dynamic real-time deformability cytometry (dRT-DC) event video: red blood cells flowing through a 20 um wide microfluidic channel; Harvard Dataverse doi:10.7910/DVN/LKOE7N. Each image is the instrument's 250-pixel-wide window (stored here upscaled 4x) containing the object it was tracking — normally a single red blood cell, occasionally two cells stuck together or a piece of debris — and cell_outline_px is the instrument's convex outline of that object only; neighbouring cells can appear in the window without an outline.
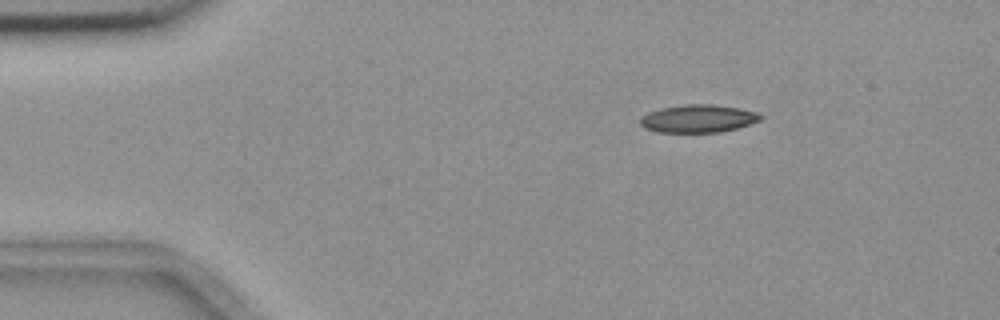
{"species": "common noctule bat (a hibernating species)", "species_latin": "Nyctalus noctula", "temperature_condition": "room temperature", "stored_images_in_passage": 3, "camera_frame_rate_fps": 3000, "um_per_image_px": 0.085, "animal": {"sex": "female", "body_mass_g": 18.4}, "frame": {"image": 1, "passage_image": 1, "time_ms": 0.0, "image_size_px": [1000, 320], "cell_outline_px": [[764, 116], [760, 120], [736, 128], [720, 132], [656, 132], [644, 128], [640, 124], [640, 116], [648, 112], [660, 108], [684, 104], [712, 104], [740, 108], [756, 112]], "centroid_in_image_um": [59.3, 10.07], "position_along_channel_um": 25.7, "area_um2": 19.59}}